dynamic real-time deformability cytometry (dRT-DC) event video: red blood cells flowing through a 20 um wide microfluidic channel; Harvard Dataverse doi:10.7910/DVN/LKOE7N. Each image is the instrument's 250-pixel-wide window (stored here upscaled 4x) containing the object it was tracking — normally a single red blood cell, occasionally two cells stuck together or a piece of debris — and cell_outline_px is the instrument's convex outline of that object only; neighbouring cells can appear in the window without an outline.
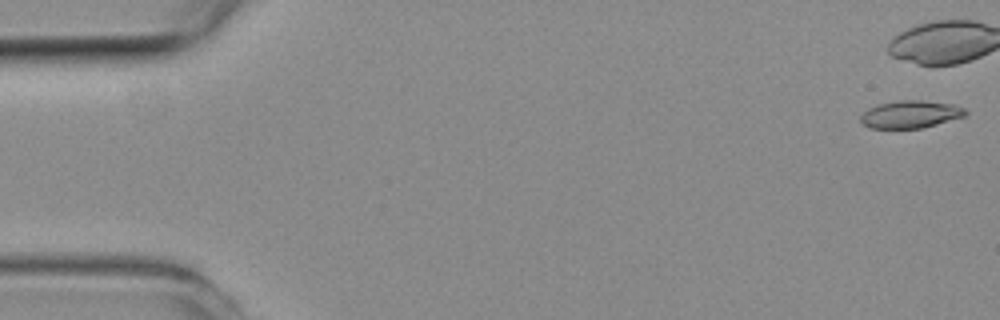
{"species": "common noctule bat (a hibernating species)", "species_latin": "Nyctalus noctula", "temperature_condition": "room temperature", "stored_images_in_passage": 40, "camera_frame_rate_fps": 3000, "um_per_image_px": 0.085, "animal": {"sex": "female", "body_mass_g": 19.3, "forearm_length_mm": 54.1}, "frame": {"image": 1, "passage_image": 1, "time_ms": 0.0, "image_size_px": [1000, 320], "cell_outline_px": [[968, 112], [964, 116], [924, 128], [868, 128], [860, 120], [860, 116], [868, 108], [876, 104], [900, 100], [920, 100], [956, 104], [964, 108]], "centroid_in_image_um": [77.39, 9.71], "position_along_channel_um": 7.6, "area_um2": 16.94}}